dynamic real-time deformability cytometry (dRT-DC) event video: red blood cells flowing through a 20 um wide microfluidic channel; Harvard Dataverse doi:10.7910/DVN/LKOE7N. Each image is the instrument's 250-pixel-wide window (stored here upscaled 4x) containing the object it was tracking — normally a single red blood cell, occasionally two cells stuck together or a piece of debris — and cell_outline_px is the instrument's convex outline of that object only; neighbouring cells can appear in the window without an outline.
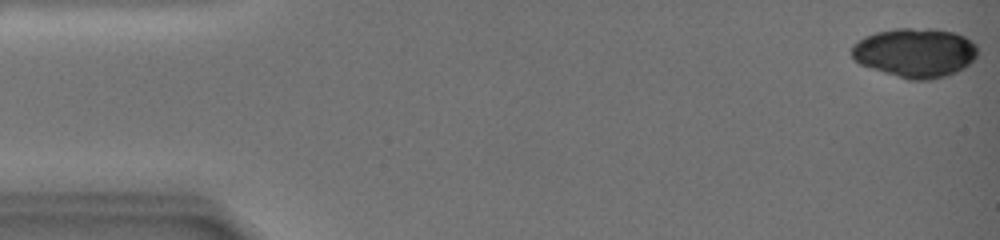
{"species": "common noctule bat (a hibernating species)", "species_latin": "Nyctalus noctula", "temperature_condition": "warm", "stored_images_in_passage": 68, "segment_of_instrument_passage": [1, 2], "camera_frame_rate_fps": 3000, "um_per_image_px": 0.085, "animal": {"sex": "female", "body_mass_g": 19.0, "forearm_length_mm": 51.5}, "frame": {"image": 1, "passage_image": 1, "time_ms": 0.0, "image_size_px": [1000, 240], "cell_outline_px": [[976, 56], [964, 68], [948, 76], [932, 80], [908, 80], [860, 64], [852, 56], [852, 44], [856, 40], [864, 36], [876, 32], [896, 28], [936, 28], [956, 32], [972, 40], [976, 44]], "centroid_in_image_um": [77.79, 4.46], "position_along_channel_um": 7.2, "area_um2": 36.53}}